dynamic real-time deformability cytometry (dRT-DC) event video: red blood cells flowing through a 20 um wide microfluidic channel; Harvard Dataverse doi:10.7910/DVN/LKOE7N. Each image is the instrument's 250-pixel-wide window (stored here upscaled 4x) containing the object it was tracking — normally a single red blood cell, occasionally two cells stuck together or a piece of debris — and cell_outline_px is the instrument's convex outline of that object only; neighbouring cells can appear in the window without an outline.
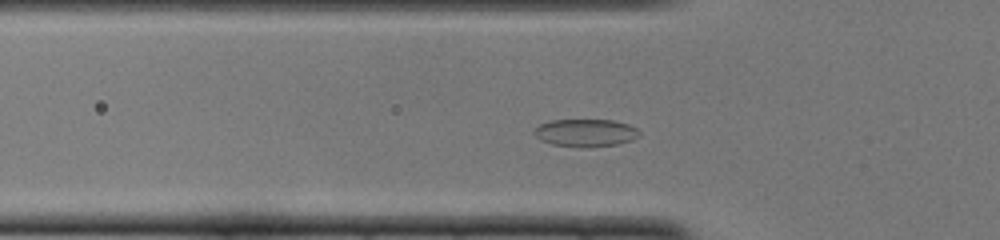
{"species": "common noctule bat (a hibernating species)", "species_latin": "Nyctalus noctula", "temperature_condition": "cold", "stored_images_in_passage": 45, "camera_frame_rate_fps": 3000, "um_per_image_px": 0.085, "animal": {"sex": "female", "body_mass_g": 22.0, "forearm_length_mm": 56.7}, "frame": {"image": 1, "passage_image": 10, "time_ms": 3.0, "image_size_px": [1000, 240], "cell_outline_px": [[640, 136], [632, 140], [616, 144], [580, 148], [552, 144], [540, 140], [532, 132], [540, 124], [548, 120], [612, 120], [628, 124], [636, 128], [640, 132]], "centroid_in_image_um": [49.76, 11.29], "position_along_channel_um": 76.0, "area_um2": 16.99}}
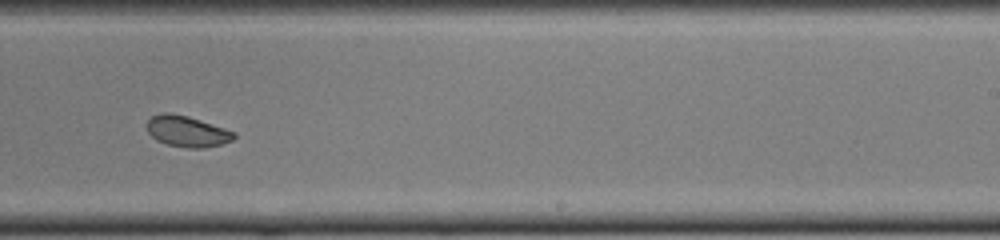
{"frame": {"image": 2, "passage_image": 25, "time_ms": 8.0, "image_size_px": [1000, 240], "cell_outline_px": [[236, 136], [232, 140], [220, 144], [204, 148], [188, 148], [168, 144], [156, 140], [148, 132], [144, 124], [152, 116], [160, 112], [168, 112], [188, 116], [236, 132]], "centroid_in_image_um": [15.86, 11.15], "position_along_channel_um": 273.1, "area_um2": 15.78}}
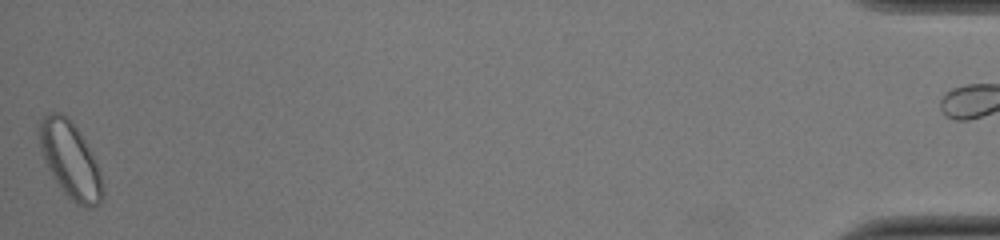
{"frame": {"image": 3, "passage_image": 44, "time_ms": 14.333, "image_size_px": [1000, 240], "cell_outline_px": [[104, 196], [100, 204], [92, 208], [84, 208], [76, 204], [64, 192], [52, 176], [48, 168], [40, 148], [40, 120], [44, 116], [52, 112], [60, 112], [80, 132], [100, 172], [104, 188]], "centroid_in_image_um": [6.0, 13.67], "position_along_channel_um": 429.2, "area_um2": 27.57}, "authors_computed_cell_mechanics": {"area_um2": 17.2822, "velocity_mm_per_s": 3.9548, "shape_relaxation_time_tau1_ms": 2.7315, "shape_relaxation_time_tau2_ms": 1.264, "deformation_change_tau1": 0.1033, "deformation_change_tau2": 0.0427}}